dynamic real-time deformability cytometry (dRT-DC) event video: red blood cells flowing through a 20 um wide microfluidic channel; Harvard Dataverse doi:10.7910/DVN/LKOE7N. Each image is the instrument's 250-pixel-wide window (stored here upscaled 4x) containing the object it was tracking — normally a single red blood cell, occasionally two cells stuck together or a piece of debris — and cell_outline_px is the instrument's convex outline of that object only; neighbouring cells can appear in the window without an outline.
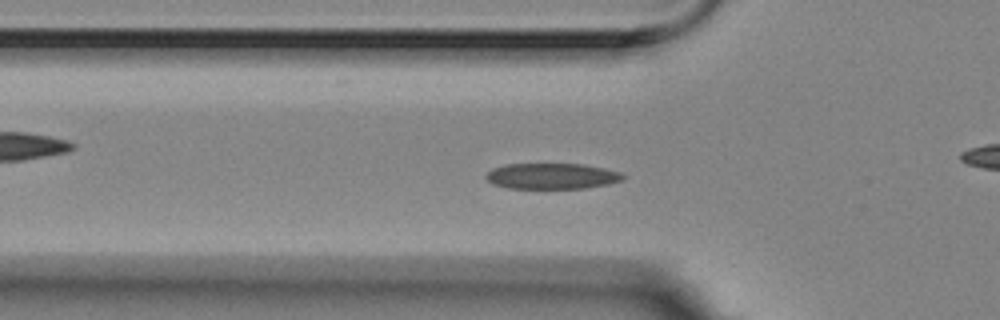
{"species": "Egyptian fruit bat (a non-hibernating species)", "species_latin": "Rousettus aegyptiacus", "temperature_condition": "room temperature", "stored_images_in_passage": 57, "camera_frame_rate_fps": 3000, "um_per_image_px": 0.085, "animal": {"sex": "female"}, "frame": {"image": 1, "passage_image": 18, "time_ms": 5.667, "image_size_px": [1000, 320], "cell_outline_px": [[624, 180], [608, 184], [584, 188], [508, 188], [492, 184], [484, 176], [492, 168], [504, 164], [584, 164], [604, 168], [620, 172], [624, 176]], "centroid_in_image_um": [46.89, 14.96], "position_along_channel_um": 78.9, "area_um2": 20.63}}
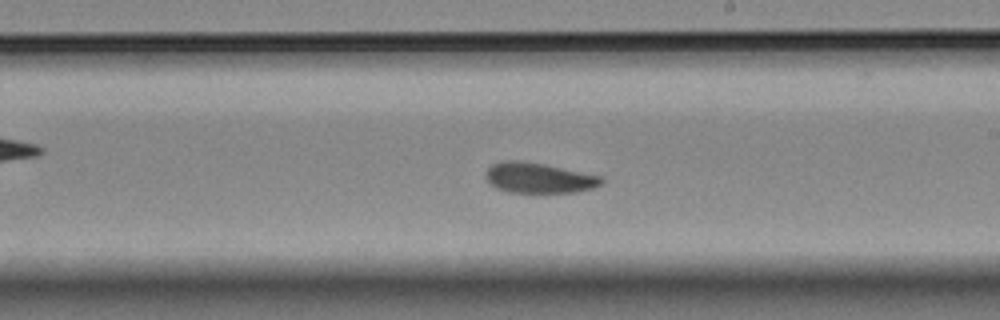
{"frame": {"image": 2, "passage_image": 32, "time_ms": 10.333, "image_size_px": [1000, 320], "cell_outline_px": [[604, 184], [592, 188], [576, 192], [508, 192], [496, 188], [488, 184], [484, 176], [488, 168], [492, 164], [500, 160], [520, 160], [544, 164], [604, 176]], "centroid_in_image_um": [45.79, 15.11], "position_along_channel_um": 243.2, "area_um2": 20.81}}
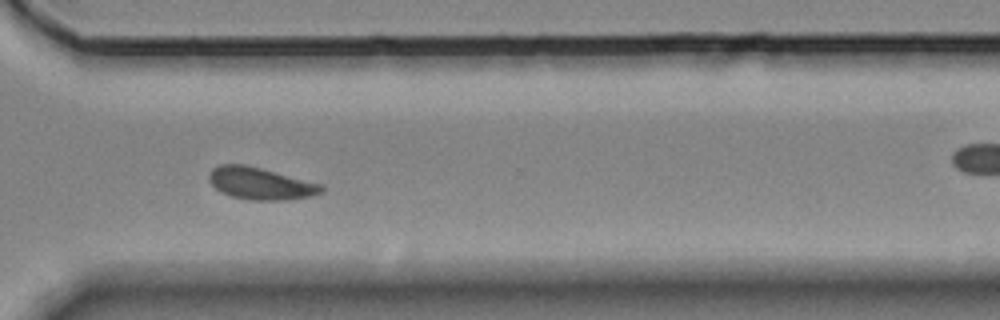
{"frame": {"image": 3, "passage_image": 41, "time_ms": 13.333, "image_size_px": [1000, 320], "cell_outline_px": [[324, 192], [312, 196], [284, 200], [252, 200], [232, 196], [220, 192], [208, 180], [208, 172], [212, 168], [220, 164], [244, 164], [324, 184]], "centroid_in_image_um": [22.15, 15.59], "position_along_channel_um": 348.4, "area_um2": 21.15}, "authors_computed_cell_mechanics": {"area_um2": 20.4612, "velocity_mm_per_s": 3.5073, "shape_relaxation_time_tau1_ms": 2.7569, "shape_relaxation_time_tau2_ms": 2.3994, "deformation_change_tau1": 0.1141, "deformation_change_tau2": 0.0771}}